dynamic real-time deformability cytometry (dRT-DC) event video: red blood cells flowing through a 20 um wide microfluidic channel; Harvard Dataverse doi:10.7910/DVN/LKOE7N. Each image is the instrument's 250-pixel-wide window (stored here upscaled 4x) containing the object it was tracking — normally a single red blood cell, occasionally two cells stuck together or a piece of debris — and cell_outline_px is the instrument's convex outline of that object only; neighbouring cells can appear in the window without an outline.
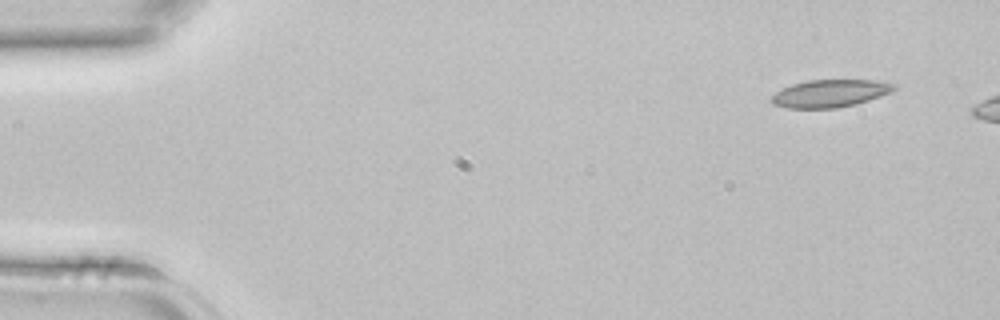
{"species": "common noctule bat (a hibernating species)", "species_latin": "Nyctalus noctula", "temperature_condition": "room temperature", "stored_images_in_passage": 3, "camera_frame_rate_fps": 3000, "um_per_image_px": 0.085, "animal": {"sex": "female", "body_mass_g": 22.7, "forearm_length_mm": 54.2}, "frame": {"image": 1, "passage_image": 1, "time_ms": 0.0, "image_size_px": [1000, 320], "cell_outline_px": [[896, 88], [892, 92], [856, 104], [836, 108], [788, 108], [772, 104], [768, 100], [776, 92], [792, 84], [808, 80], [876, 80], [896, 84]], "centroid_in_image_um": [70.55, 7.94], "position_along_channel_um": 14.5, "area_um2": 19.71}}